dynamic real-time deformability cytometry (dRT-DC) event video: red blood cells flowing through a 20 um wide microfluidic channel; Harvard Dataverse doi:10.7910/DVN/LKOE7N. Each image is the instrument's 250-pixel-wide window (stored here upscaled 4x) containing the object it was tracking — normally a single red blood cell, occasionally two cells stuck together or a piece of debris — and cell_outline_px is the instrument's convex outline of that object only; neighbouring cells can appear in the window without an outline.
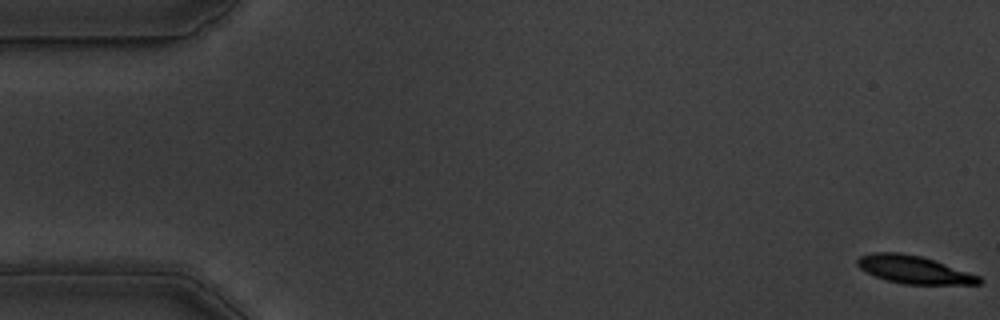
{"species": "common noctule bat (a hibernating species)", "species_latin": "Nyctalus noctula", "temperature_condition": "warm", "stored_images_in_passage": 56, "camera_frame_rate_fps": 3000, "um_per_image_px": 0.085, "animal": {"sex": "male", "body_mass_g": 19.5, "forearm_length_mm": 54.6}, "frame": {"image": 1, "passage_image": 1, "time_ms": 0.0, "image_size_px": [1000, 320], "cell_outline_px": [[984, 280], [980, 284], [904, 284], [888, 280], [876, 276], [860, 268], [856, 264], [856, 260], [860, 256], [872, 252], [900, 252], [920, 256], [980, 276]], "centroid_in_image_um": [77.67, 22.91], "position_along_channel_um": 7.3, "area_um2": 19.42}}
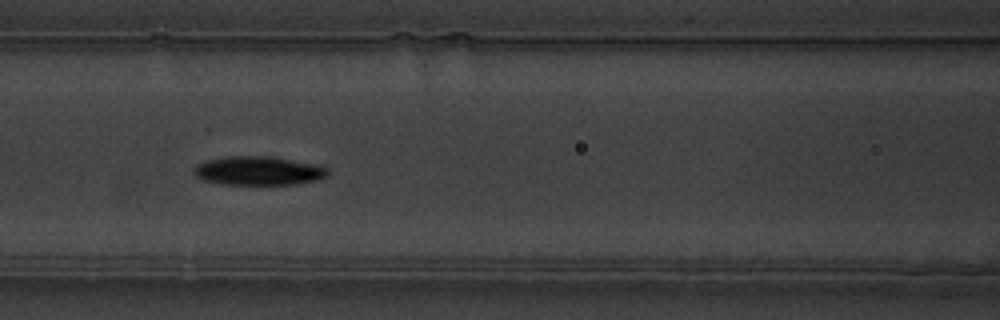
{"frame": {"image": 2, "passage_image": 24, "time_ms": 7.667, "image_size_px": [1000, 320], "cell_outline_px": [[328, 176], [320, 180], [296, 184], [220, 184], [204, 180], [196, 176], [192, 168], [208, 160], [228, 156], [272, 156], [316, 164], [328, 168]], "centroid_in_image_um": [22.02, 14.51], "position_along_channel_um": 144.6, "area_um2": 22.54}}
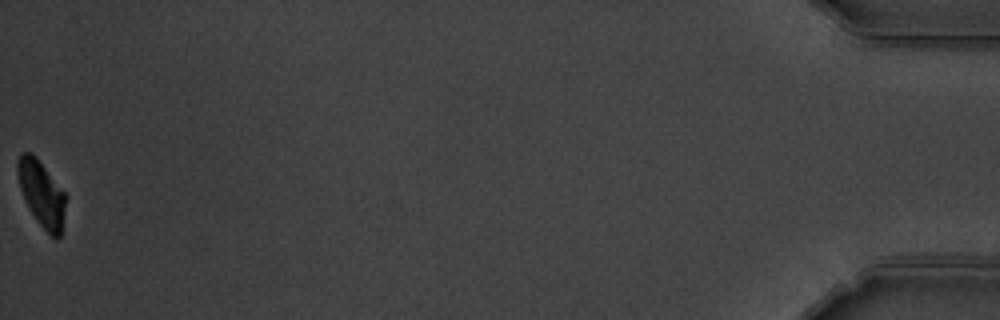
{"frame": {"image": 3, "passage_image": 56, "time_ms": 18.333, "image_size_px": [1000, 320], "cell_outline_px": [[68, 196], [60, 236], [56, 240], [40, 224], [28, 208], [20, 188], [16, 168], [16, 160], [20, 152], [32, 152], [36, 156]], "centroid_in_image_um": [3.54, 16.42], "position_along_channel_um": 431.7, "area_um2": 18.67}, "authors_computed_cell_mechanics": {"area_um2": 21.2704, "velocity_mm_per_s": 3.628, "shape_relaxation_time_tau1_ms": 3.8414, "shape_relaxation_time_tau2_ms": 9.6637, "deformation_change_tau1": 0.145, "deformation_change_tau2": 0.1157}}